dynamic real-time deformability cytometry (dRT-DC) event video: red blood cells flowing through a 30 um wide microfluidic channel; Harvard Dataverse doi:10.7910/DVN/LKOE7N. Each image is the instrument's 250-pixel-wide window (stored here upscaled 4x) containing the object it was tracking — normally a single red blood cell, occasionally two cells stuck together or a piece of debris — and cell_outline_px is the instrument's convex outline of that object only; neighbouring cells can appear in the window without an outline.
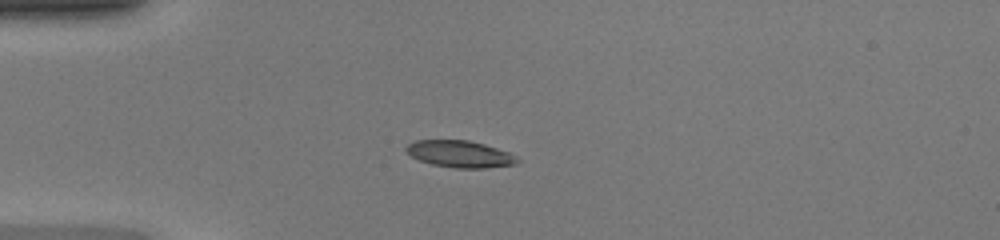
{"species": "common noctule bat (a hibernating species)", "species_latin": "Nyctalus noctula", "temperature_condition": "warm", "stored_images_in_passage": 32, "camera_frame_rate_fps": 3000, "um_per_image_px": 0.085, "animal": {"sex": "female", "body_mass_g": 20.0, "forearm_length_mm": 54.0}, "frame": {"image": 1, "passage_image": 1, "time_ms": 0.0, "image_size_px": [1000, 240], "cell_outline_px": [[520, 160], [516, 164], [484, 168], [452, 168], [432, 164], [420, 160], [412, 156], [404, 148], [408, 144], [416, 140], [468, 140], [484, 144], [508, 152], [516, 156]], "centroid_in_image_um": [39.1, 13.09], "position_along_channel_um": 45.9, "area_um2": 17.28}}
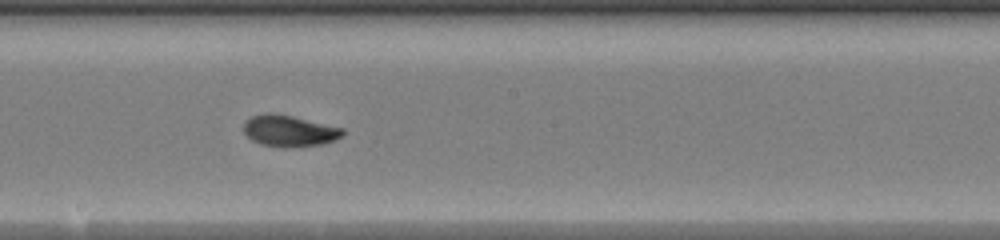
{"frame": {"image": 2, "passage_image": 15, "time_ms": 4.667, "image_size_px": [1000, 240], "cell_outline_px": [[344, 136], [336, 140], [324, 144], [288, 148], [284, 148], [260, 144], [252, 140], [244, 132], [244, 120], [252, 116], [264, 112], [272, 112], [292, 116], [344, 128]], "centroid_in_image_um": [24.6, 11.13], "position_along_channel_um": 223.6, "area_um2": 18.44}}
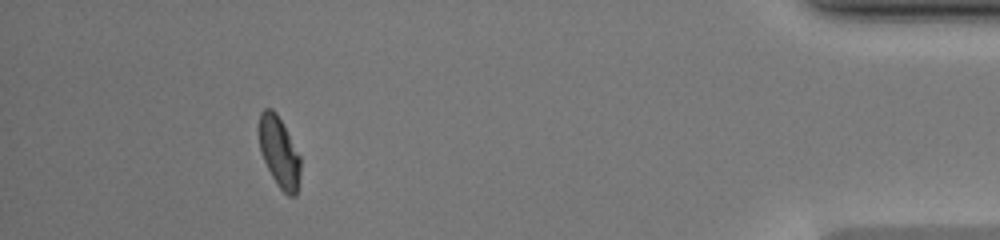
{"frame": {"image": 3, "passage_image": 32, "time_ms": 10.333, "image_size_px": [1000, 240], "cell_outline_px": [[300, 176], [296, 196], [288, 196], [276, 184], [260, 152], [260, 112], [264, 108], [272, 108], [276, 112], [300, 156]], "centroid_in_image_um": [23.74, 12.96], "position_along_channel_um": 411.5, "area_um2": 16.76}, "authors_computed_cell_mechanics": {"area_um2": 17.6868, "velocity_mm_per_s": 4.3135, "shape_relaxation_time_tau1_ms": 4.3955, "shape_relaxation_time_tau2_ms": 1.1494, "deformation_change_tau1": 0.2056, "deformation_change_tau2": 0.0461}}